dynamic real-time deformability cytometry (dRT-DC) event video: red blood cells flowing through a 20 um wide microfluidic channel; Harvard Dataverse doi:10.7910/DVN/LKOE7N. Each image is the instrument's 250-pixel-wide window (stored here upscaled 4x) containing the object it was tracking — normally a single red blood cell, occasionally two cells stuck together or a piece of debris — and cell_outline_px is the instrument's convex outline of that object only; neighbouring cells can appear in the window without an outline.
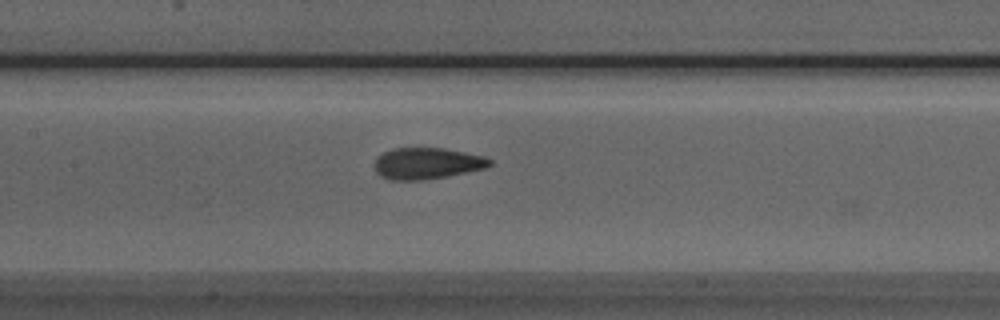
{"species": "Egyptian fruit bat (a non-hibernating species)", "species_latin": "Rousettus aegyptiacus", "temperature_condition": "room temperature", "stored_images_in_passage": 28, "camera_frame_rate_fps": 3000, "um_per_image_px": 0.085, "animal": {"sex": "male"}, "frame": {"image": 1, "passage_image": 14, "time_ms": 4.333, "image_size_px": [1000, 320], "cell_outline_px": [[492, 164], [484, 168], [448, 176], [424, 180], [388, 180], [380, 176], [376, 172], [372, 164], [376, 156], [392, 148], [444, 148], [484, 156], [492, 160]], "centroid_in_image_um": [36.23, 13.89], "position_along_channel_um": 171.2, "area_um2": 21.33}}
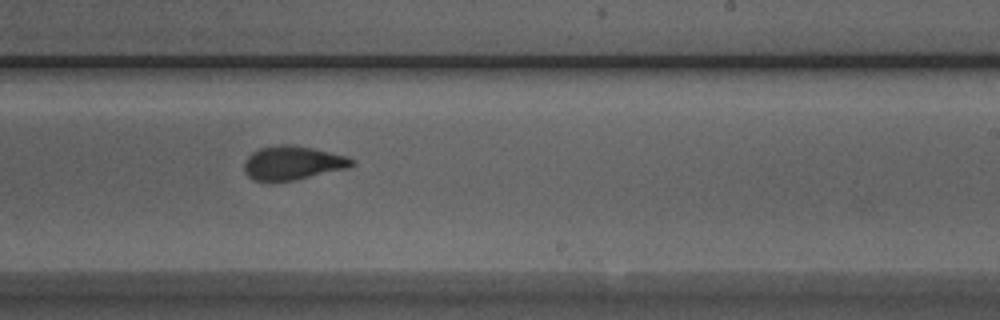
{"frame": {"image": 2, "passage_image": 21, "time_ms": 6.667, "image_size_px": [1000, 320], "cell_outline_px": [[356, 164], [348, 168], [292, 180], [252, 180], [244, 172], [244, 160], [252, 152], [260, 148], [276, 144], [288, 144], [312, 148], [348, 156], [356, 160]], "centroid_in_image_um": [24.88, 13.83], "position_along_channel_um": 264.1, "area_um2": 21.15}}
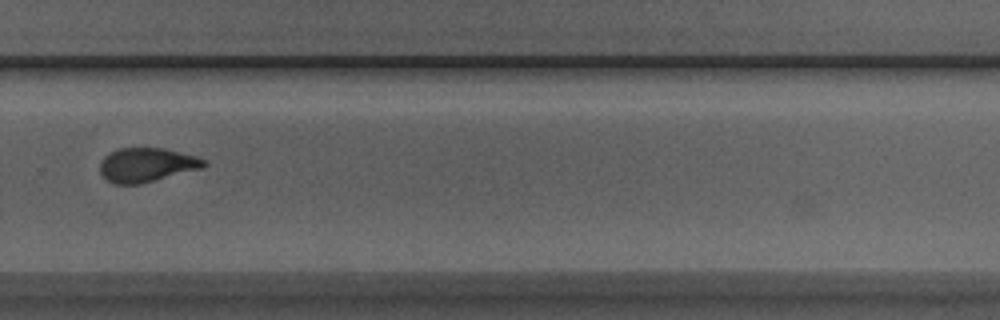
{"frame": {"image": 3, "passage_image": 25, "time_ms": 8.0, "image_size_px": [1000, 320], "cell_outline_px": [[208, 164], [204, 168], [140, 184], [116, 184], [108, 180], [100, 172], [100, 164], [104, 156], [120, 148], [164, 148], [196, 156], [208, 160]], "centroid_in_image_um": [12.53, 14.01], "position_along_channel_um": 317.3, "area_um2": 20.69}}